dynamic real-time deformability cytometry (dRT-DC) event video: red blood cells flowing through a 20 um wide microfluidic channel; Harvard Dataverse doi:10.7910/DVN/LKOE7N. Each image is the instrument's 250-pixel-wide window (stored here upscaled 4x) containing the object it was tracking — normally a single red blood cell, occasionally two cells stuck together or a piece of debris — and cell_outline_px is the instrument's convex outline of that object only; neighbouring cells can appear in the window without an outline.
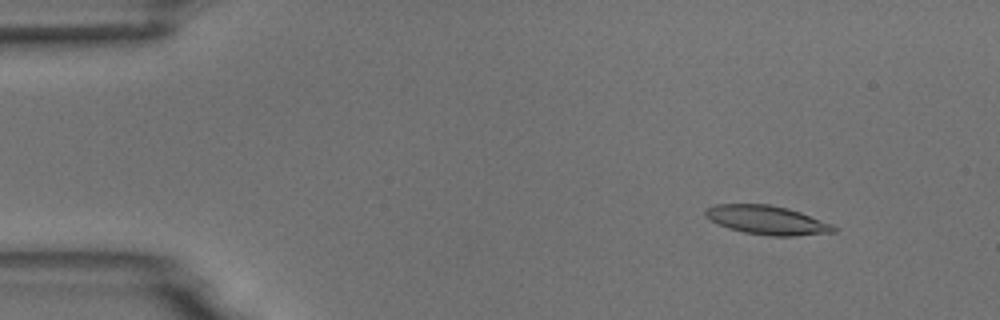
{"species": "common noctule bat (a hibernating species)", "species_latin": "Nyctalus noctula", "temperature_condition": "room temperature", "stored_images_in_passage": 6, "segment_of_instrument_passage": [1, 2], "camera_frame_rate_fps": 3000, "um_per_image_px": 0.085, "animal": {"sex": "male", "body_mass_g": 18.8}, "frame": {"image": 1, "passage_image": 2, "time_ms": 1.333, "image_size_px": [1000, 320], "cell_outline_px": [[840, 228], [836, 232], [796, 236], [768, 236], [744, 232], [728, 228], [704, 216], [704, 212], [708, 208], [716, 204], [768, 204], [788, 208], [800, 212], [832, 224]], "centroid_in_image_um": [65.24, 18.71], "position_along_channel_um": 19.8, "area_um2": 21.62}}